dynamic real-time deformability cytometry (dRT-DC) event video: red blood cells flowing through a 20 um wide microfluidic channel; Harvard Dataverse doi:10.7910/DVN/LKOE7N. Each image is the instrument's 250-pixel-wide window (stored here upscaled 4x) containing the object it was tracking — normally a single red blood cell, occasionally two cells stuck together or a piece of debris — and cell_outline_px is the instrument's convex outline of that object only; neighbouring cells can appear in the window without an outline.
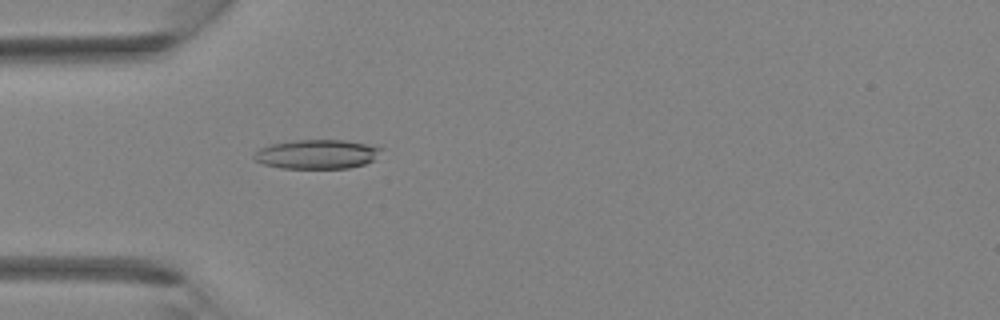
{"species": "Egyptian fruit bat (a non-hibernating species)", "species_latin": "Rousettus aegyptiacus", "temperature_condition": "room temperature", "stored_images_in_passage": 38, "camera_frame_rate_fps": 3000, "um_per_image_px": 0.085, "animal": {"sex": "female"}, "frame": {"image": 1, "passage_image": 12, "time_ms": 3.667, "image_size_px": [1000, 320], "cell_outline_px": [[384, 148], [372, 160], [364, 164], [348, 168], [280, 168], [264, 164], [256, 160], [252, 156], [260, 148], [268, 144], [296, 140], [344, 140], [380, 144]], "centroid_in_image_um": [26.99, 13.09], "position_along_channel_um": 58.0, "area_um2": 21.91}}
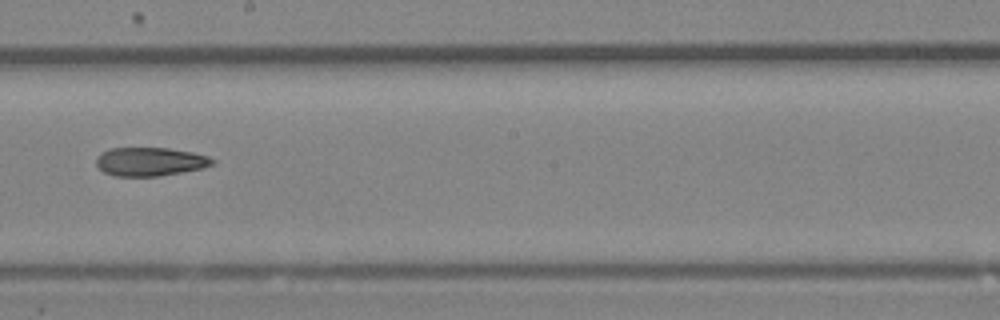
{"frame": {"image": 2, "passage_image": 22, "time_ms": 7.0, "image_size_px": [1000, 320], "cell_outline_px": [[216, 164], [204, 168], [160, 176], [112, 176], [104, 172], [96, 164], [96, 156], [100, 152], [108, 148], [168, 148], [192, 152], [208, 156], [216, 160]], "centroid_in_image_um": [12.76, 13.74], "position_along_channel_um": 235.4, "area_um2": 19.65}}
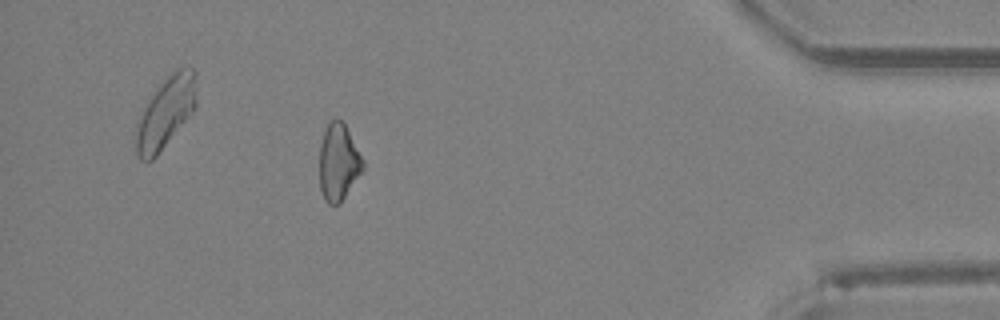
{"frame": {"image": 3, "passage_image": 34, "time_ms": 11.0, "image_size_px": [1000, 320], "cell_outline_px": [[364, 168], [340, 204], [328, 204], [324, 200], [320, 188], [320, 144], [328, 120], [340, 120], [344, 124], [364, 160]], "centroid_in_image_um": [28.76, 13.81], "position_along_channel_um": 406.4, "area_um2": 19.31}}